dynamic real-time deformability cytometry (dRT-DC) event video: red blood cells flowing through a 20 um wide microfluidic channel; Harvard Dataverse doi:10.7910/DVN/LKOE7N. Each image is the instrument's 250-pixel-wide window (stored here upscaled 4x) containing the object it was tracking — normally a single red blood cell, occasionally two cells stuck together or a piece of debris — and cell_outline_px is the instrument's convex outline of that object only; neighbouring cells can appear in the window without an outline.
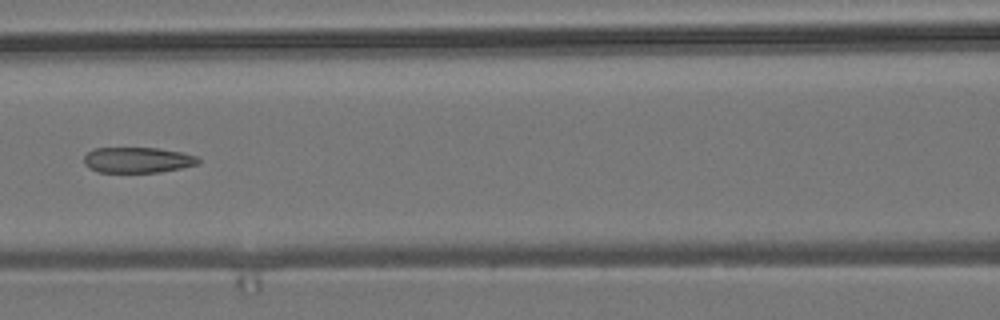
{"species": "common noctule bat (a hibernating species)", "species_latin": "Nyctalus noctula", "temperature_condition": "room temperature", "stored_images_in_passage": 6, "camera_frame_rate_fps": 3000, "um_per_image_px": 0.085, "animal": {"sex": "male", "body_mass_g": 19.2, "forearm_length_mm": 51.8}, "frame": {"image": 1, "passage_image": 6, "time_ms": 1.667, "image_size_px": [1000, 320], "cell_outline_px": [[200, 164], [160, 172], [96, 172], [88, 168], [84, 164], [84, 156], [88, 152], [96, 148], [160, 148], [180, 152], [196, 156], [200, 160]], "centroid_in_image_um": [11.68, 13.6], "position_along_channel_um": 154.9, "area_um2": 17.11}}